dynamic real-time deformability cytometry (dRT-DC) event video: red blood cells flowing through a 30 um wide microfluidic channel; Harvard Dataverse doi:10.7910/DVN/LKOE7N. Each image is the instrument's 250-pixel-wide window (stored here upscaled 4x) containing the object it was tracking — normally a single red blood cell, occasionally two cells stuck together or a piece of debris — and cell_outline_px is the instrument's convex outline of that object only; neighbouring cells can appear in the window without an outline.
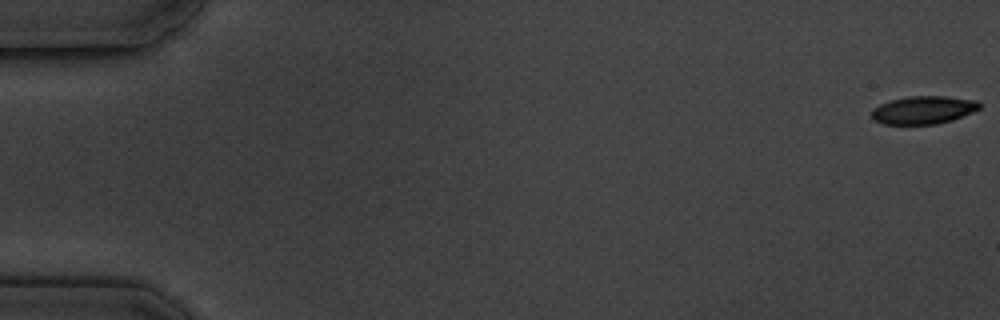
{"species": "common noctule bat (a hibernating species)", "species_latin": "Nyctalus noctula", "temperature_condition": "cold", "stored_images_in_passage": 6, "camera_frame_rate_fps": 3000, "um_per_image_px": 0.085, "animal": {"sex": "male", "body_mass_g": 19.5, "forearm_length_mm": 54.6}, "frame": {"image": 1, "passage_image": 1, "time_ms": 0.0, "image_size_px": [1000, 320], "cell_outline_px": [[980, 108], [972, 112], [952, 120], [936, 124], [884, 124], [872, 120], [872, 108], [888, 100], [908, 96], [948, 96], [980, 100]], "centroid_in_image_um": [78.48, 9.33], "position_along_channel_um": 6.5, "area_um2": 17.8}}